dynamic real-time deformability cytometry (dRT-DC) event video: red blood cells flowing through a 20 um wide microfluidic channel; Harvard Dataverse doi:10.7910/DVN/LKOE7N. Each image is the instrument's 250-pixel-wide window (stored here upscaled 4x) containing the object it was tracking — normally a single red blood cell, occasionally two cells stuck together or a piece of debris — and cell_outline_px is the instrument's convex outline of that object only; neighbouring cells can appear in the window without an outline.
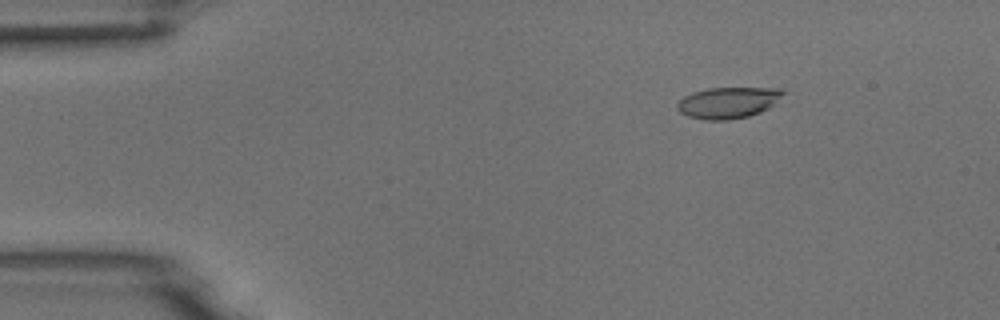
{"species": "common noctule bat (a hibernating species)", "species_latin": "Nyctalus noctula", "temperature_condition": "room temperature", "stored_images_in_passage": 5, "camera_frame_rate_fps": 3000, "um_per_image_px": 0.085, "animal": {"sex": "male", "body_mass_g": 18.8}, "frame": {"image": 1, "passage_image": 3, "time_ms": 2.0, "image_size_px": [1000, 320], "cell_outline_px": [[784, 92], [768, 108], [760, 112], [748, 116], [728, 120], [704, 120], [688, 116], [680, 112], [676, 108], [676, 104], [684, 96], [692, 92], [708, 88], [780, 88]], "centroid_in_image_um": [61.82, 8.73], "position_along_channel_um": 23.2, "area_um2": 19.07}}